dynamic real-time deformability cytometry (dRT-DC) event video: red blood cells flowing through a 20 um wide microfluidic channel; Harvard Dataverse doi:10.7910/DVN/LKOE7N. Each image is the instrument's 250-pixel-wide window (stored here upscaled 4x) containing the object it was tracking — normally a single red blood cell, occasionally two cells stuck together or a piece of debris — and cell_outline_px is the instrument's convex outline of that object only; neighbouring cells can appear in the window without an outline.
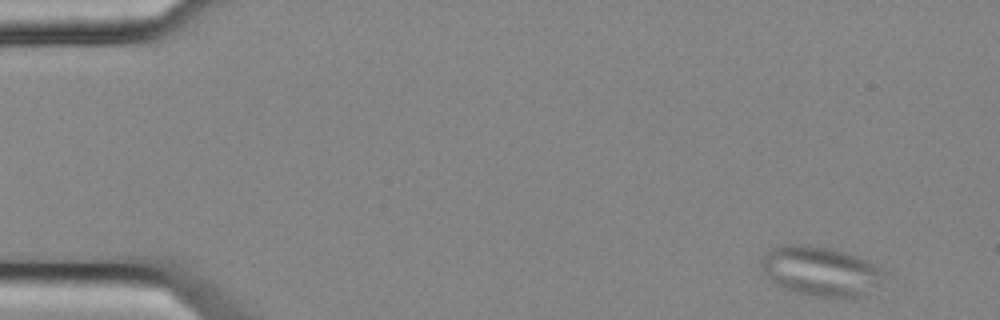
{"species": "common noctule bat (a hibernating species)", "species_latin": "Nyctalus noctula", "temperature_condition": "cold", "stored_images_in_passage": 4, "camera_frame_rate_fps": 3000, "um_per_image_px": 0.085, "animal": {"sex": "female", "body_mass_g": 25.1}, "frame": {"image": 1, "passage_image": 1, "time_ms": 0.0, "image_size_px": [1000, 320], "cell_outline_px": [[888, 272], [876, 284], [860, 296], [812, 296], [796, 292], [784, 288], [776, 284], [768, 276], [760, 264], [760, 260], [776, 244], [808, 244], [832, 248], [868, 260]], "centroid_in_image_um": [69.72, 23.0], "position_along_channel_um": 15.3, "area_um2": 35.03}}